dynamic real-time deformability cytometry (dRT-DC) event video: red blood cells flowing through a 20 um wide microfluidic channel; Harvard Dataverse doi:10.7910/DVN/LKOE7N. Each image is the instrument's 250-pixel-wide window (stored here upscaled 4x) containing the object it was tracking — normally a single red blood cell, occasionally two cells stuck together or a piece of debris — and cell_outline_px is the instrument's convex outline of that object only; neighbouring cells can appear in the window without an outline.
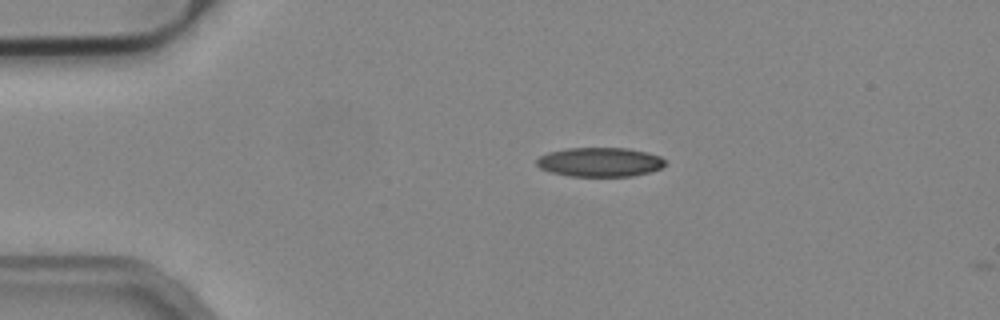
{"species": "common noctule bat (a hibernating species)", "species_latin": "Nyctalus noctula", "temperature_condition": "cold", "stored_images_in_passage": 3, "camera_frame_rate_fps": 3000, "um_per_image_px": 0.085, "animal": {"sex": "male", "body_mass_g": 19.2, "forearm_length_mm": 51.8}, "frame": {"image": 1, "passage_image": 1, "time_ms": 0.0, "image_size_px": [1000, 320], "cell_outline_px": [[664, 164], [660, 168], [648, 172], [632, 176], [568, 176], [552, 172], [540, 168], [536, 164], [536, 160], [540, 156], [548, 152], [568, 148], [628, 148], [648, 152], [660, 156], [664, 160]], "centroid_in_image_um": [50.97, 13.77], "position_along_channel_um": 34.0, "area_um2": 21.79}}